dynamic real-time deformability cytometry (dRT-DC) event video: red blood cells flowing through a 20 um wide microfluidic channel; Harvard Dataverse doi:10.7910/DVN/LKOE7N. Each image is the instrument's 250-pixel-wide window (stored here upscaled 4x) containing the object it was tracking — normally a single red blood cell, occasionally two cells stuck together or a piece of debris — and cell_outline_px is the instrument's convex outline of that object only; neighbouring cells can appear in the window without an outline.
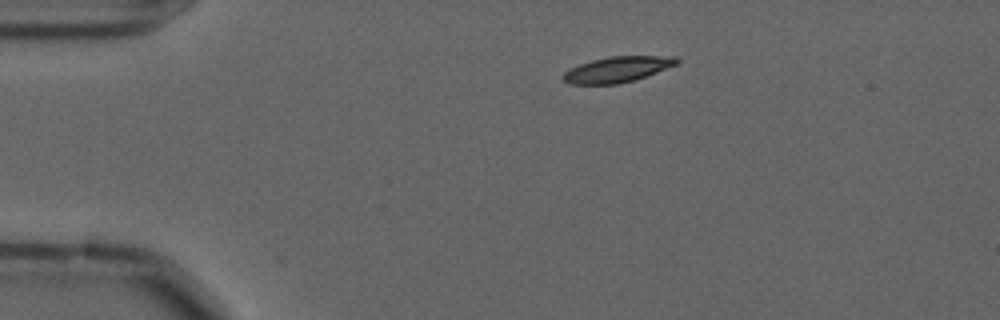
{"species": "common noctule bat (a hibernating species)", "species_latin": "Nyctalus noctula", "temperature_condition": "cold", "stored_images_in_passage": 35, "camera_frame_rate_fps": 3000, "um_per_image_px": 0.085, "animal": {"sex": "male", "forearm_length_mm": 52.5}, "frame": {"image": 1, "passage_image": 1, "time_ms": 0.0, "image_size_px": [1000, 320], "cell_outline_px": [[680, 60], [676, 64], [656, 72], [632, 80], [616, 84], [568, 84], [564, 80], [564, 72], [580, 64], [592, 60], [608, 56], [676, 56]], "centroid_in_image_um": [52.47, 5.89], "position_along_channel_um": 32.5, "area_um2": 16.65}}
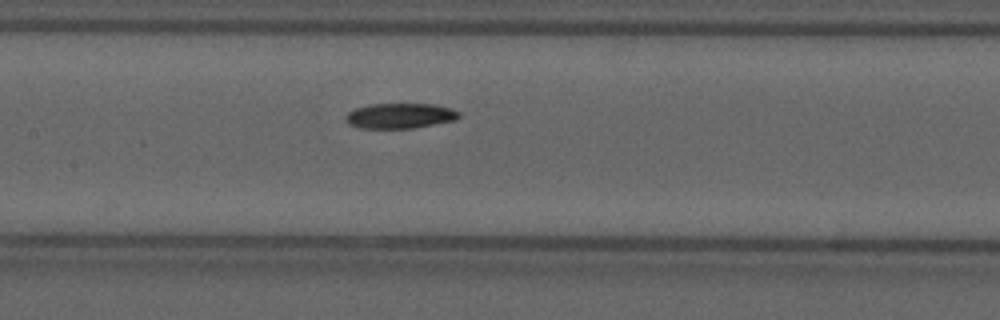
{"frame": {"image": 2, "passage_image": 17, "time_ms": 5.333, "image_size_px": [1000, 320], "cell_outline_px": [[460, 116], [456, 120], [412, 128], [360, 128], [348, 124], [344, 116], [348, 112], [356, 108], [368, 104], [432, 104], [452, 108], [460, 112]], "centroid_in_image_um": [33.99, 9.84], "position_along_channel_um": 173.4, "area_um2": 16.7}}
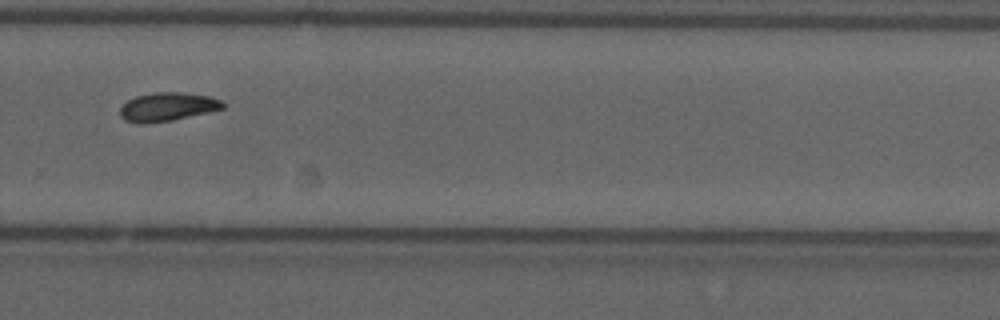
{"frame": {"image": 3, "passage_image": 29, "time_ms": 9.333, "image_size_px": [1000, 320], "cell_outline_px": [[224, 108], [172, 120], [124, 120], [120, 116], [120, 108], [128, 100], [136, 96], [156, 92], [180, 92], [208, 96], [220, 100], [224, 104]], "centroid_in_image_um": [14.27, 9.03], "position_along_channel_um": 315.5, "area_um2": 16.18}, "authors_computed_cell_mechanics": {"area_um2": 16.9354, "velocity_mm_per_s": 3.5647, "shape_relaxation_time_tau1_ms": 6.3948, "shape_relaxation_time_tau2_ms": 6.1483, "deformation_change_tau1": 0.1319, "deformation_change_tau2": 0.0977}}